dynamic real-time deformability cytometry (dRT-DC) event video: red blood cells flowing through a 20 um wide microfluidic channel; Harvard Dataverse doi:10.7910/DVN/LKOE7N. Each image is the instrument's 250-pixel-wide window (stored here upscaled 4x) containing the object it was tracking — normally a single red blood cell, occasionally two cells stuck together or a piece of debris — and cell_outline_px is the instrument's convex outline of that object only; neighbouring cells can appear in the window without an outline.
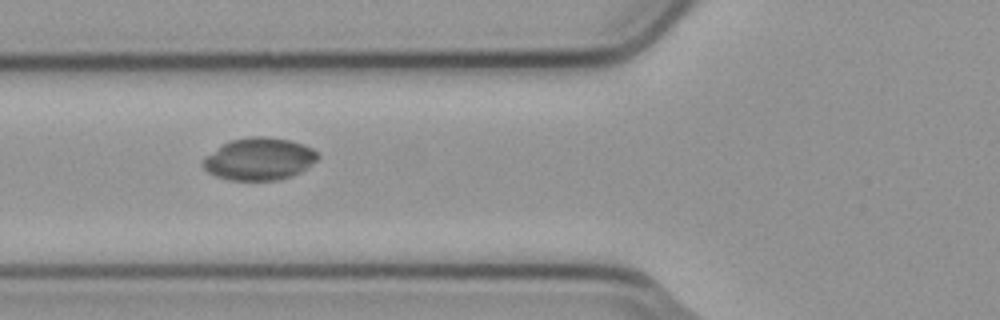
{"species": "common noctule bat (a hibernating species)", "species_latin": "Nyctalus noctula", "temperature_condition": "cold", "stored_images_in_passage": 3, "camera_frame_rate_fps": 3000, "um_per_image_px": 0.085, "animal": {"sex": "male", "body_mass_g": 23.1, "forearm_length_mm": 52.7}, "frame": {"image": 1, "passage_image": 2, "time_ms": 0.333, "image_size_px": [1000, 320], "cell_outline_px": [[320, 156], [316, 160], [300, 172], [292, 176], [280, 180], [228, 180], [216, 176], [208, 172], [204, 168], [204, 156], [224, 144], [232, 140], [248, 136], [264, 136], [288, 140], [304, 144], [312, 148]], "centroid_in_image_um": [22.04, 13.51], "position_along_channel_um": 103.8, "area_um2": 28.15}}
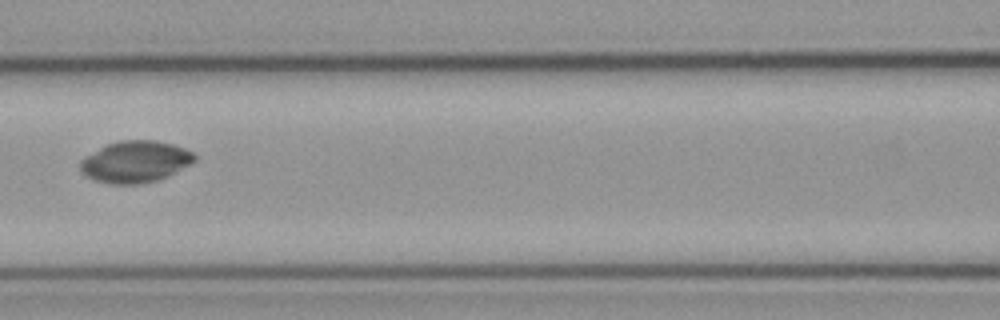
{"frame": {"image": 2, "passage_image": 3, "time_ms": 0.667, "image_size_px": [1000, 320], "cell_outline_px": [[196, 160], [192, 164], [168, 176], [156, 180], [140, 184], [112, 184], [92, 180], [84, 176], [80, 172], [80, 160], [84, 156], [108, 144], [120, 140], [156, 140], [172, 144], [184, 148], [192, 152], [196, 156]], "centroid_in_image_um": [11.48, 13.75], "position_along_channel_um": 155.1, "area_um2": 27.98}}